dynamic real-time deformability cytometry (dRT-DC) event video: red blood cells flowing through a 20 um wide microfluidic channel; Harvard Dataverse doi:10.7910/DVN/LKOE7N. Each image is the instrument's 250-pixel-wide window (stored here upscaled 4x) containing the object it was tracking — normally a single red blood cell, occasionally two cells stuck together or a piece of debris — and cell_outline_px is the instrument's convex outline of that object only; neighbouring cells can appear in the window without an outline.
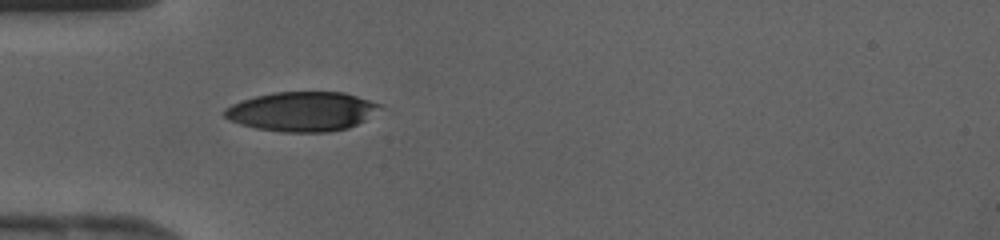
{"species": "human", "species_latin": "Homo sapiens", "temperature_condition": "cold", "stored_images_in_passage": 30, "camera_frame_rate_fps": 3000, "um_per_image_px": 0.085, "donor": {"sex": "female"}, "frame": {"image": 1, "passage_image": 1, "time_ms": 0.0, "image_size_px": [1000, 240], "cell_outline_px": [[380, 104], [364, 120], [348, 128], [328, 132], [280, 132], [256, 128], [240, 124], [228, 120], [224, 116], [224, 108], [232, 104], [256, 96], [272, 92], [344, 92]], "centroid_in_image_um": [25.58, 9.48], "position_along_channel_um": 59.4, "area_um2": 35.26}}
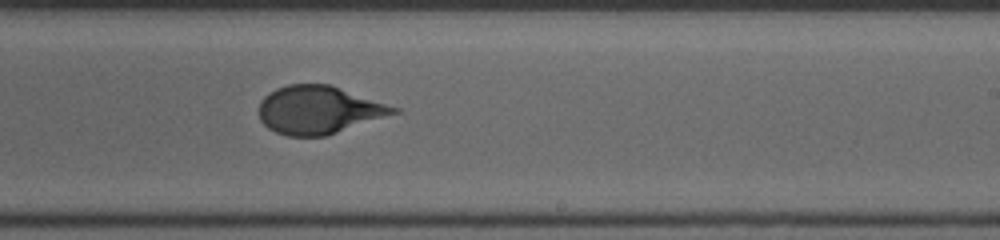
{"frame": {"image": 2, "passage_image": 14, "time_ms": 4.333, "image_size_px": [1000, 240], "cell_outline_px": [[400, 112], [324, 136], [288, 136], [276, 132], [268, 128], [260, 120], [260, 100], [268, 92], [276, 88], [288, 84], [328, 84], [400, 108]], "centroid_in_image_um": [27.07, 9.34], "position_along_channel_um": 261.9, "area_um2": 37.34}}
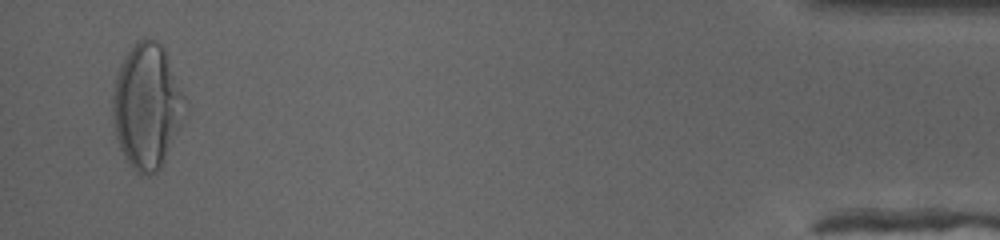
{"frame": {"image": 3, "passage_image": 29, "time_ms": 9.333, "image_size_px": [1000, 240], "cell_outline_px": [[188, 108], [160, 168], [156, 172], [148, 176], [136, 172], [132, 168], [124, 156], [120, 148], [116, 136], [112, 120], [112, 96], [116, 80], [124, 56], [136, 40], [156, 40], [164, 48], [188, 100]], "centroid_in_image_um": [12.51, 9.02], "position_along_channel_um": 422.7, "area_um2": 52.66}}